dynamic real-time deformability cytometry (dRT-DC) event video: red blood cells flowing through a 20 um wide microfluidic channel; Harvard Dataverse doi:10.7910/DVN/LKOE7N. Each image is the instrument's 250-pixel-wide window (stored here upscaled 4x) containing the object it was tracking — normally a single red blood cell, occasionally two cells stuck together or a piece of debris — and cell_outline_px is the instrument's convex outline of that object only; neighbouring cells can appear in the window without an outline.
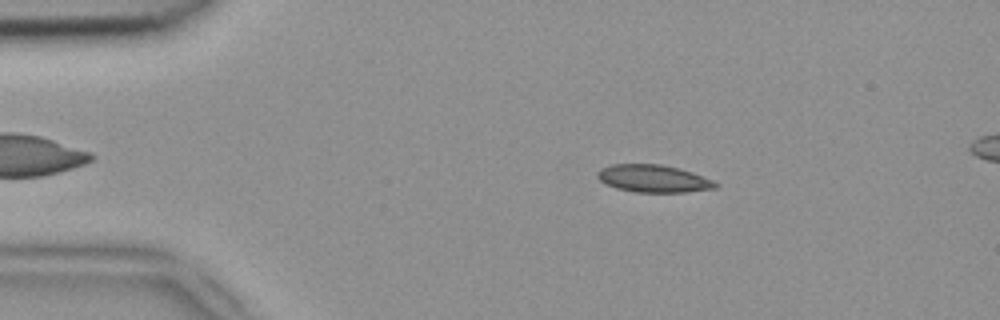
{"species": "common noctule bat (a hibernating species)", "species_latin": "Nyctalus noctula", "temperature_condition": "room temperature", "stored_images_in_passage": 52, "segment_of_instrument_passage": [1, 2], "camera_frame_rate_fps": 3000, "um_per_image_px": 0.085, "animal": {"sex": "female", "body_mass_g": 18.4}, "frame": {"image": 1, "passage_image": 9, "time_ms": 2.667, "image_size_px": [1000, 320], "cell_outline_px": [[720, 184], [716, 188], [684, 192], [636, 192], [616, 188], [604, 184], [596, 176], [600, 168], [612, 164], [660, 164], [680, 168], [692, 172], [712, 180]], "centroid_in_image_um": [55.52, 15.17], "position_along_channel_um": 29.5, "area_um2": 18.96}}
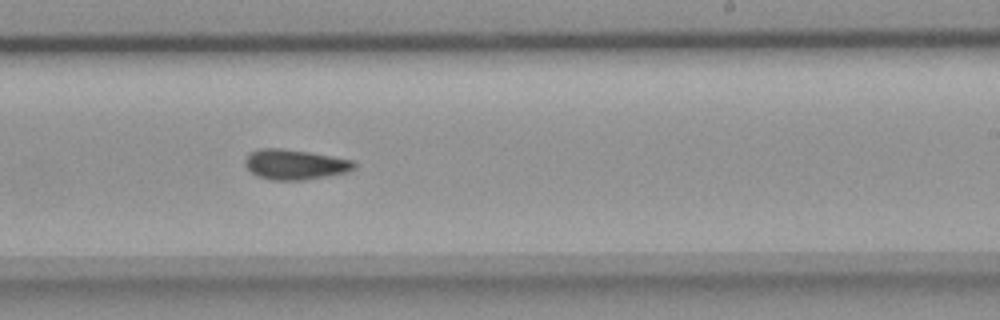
{"frame": {"image": 2, "passage_image": 31, "time_ms": 10.0, "image_size_px": [1000, 320], "cell_outline_px": [[356, 168], [344, 172], [304, 180], [268, 180], [256, 176], [244, 164], [244, 160], [252, 152], [260, 148], [280, 148], [308, 152], [352, 160], [356, 164]], "centroid_in_image_um": [25.03, 13.98], "position_along_channel_um": 264.0, "area_um2": 18.9}}
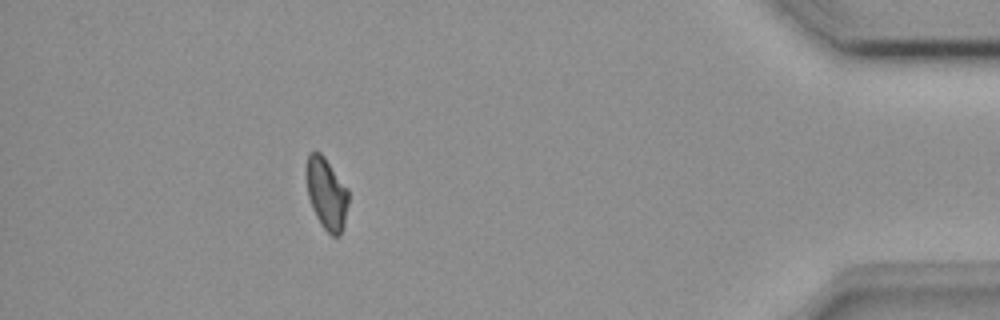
{"frame": {"image": 3, "passage_image": 46, "time_ms": 15.0, "image_size_px": [1000, 320], "cell_outline_px": [[348, 204], [344, 228], [340, 236], [332, 236], [320, 224], [312, 208], [308, 196], [304, 172], [304, 168], [308, 152], [320, 152], [324, 156], [348, 188]], "centroid_in_image_um": [27.73, 16.43], "position_along_channel_um": 407.5, "area_um2": 18.09}}